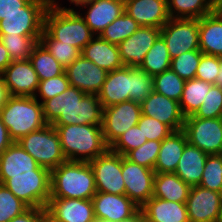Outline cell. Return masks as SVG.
I'll return each mask as SVG.
<instances>
[{
  "mask_svg": "<svg viewBox=\"0 0 222 222\" xmlns=\"http://www.w3.org/2000/svg\"><path fill=\"white\" fill-rule=\"evenodd\" d=\"M42 107L45 121L50 125H102L104 108L98 96L74 86L45 100Z\"/></svg>",
  "mask_w": 222,
  "mask_h": 222,
  "instance_id": "obj_1",
  "label": "cell"
},
{
  "mask_svg": "<svg viewBox=\"0 0 222 222\" xmlns=\"http://www.w3.org/2000/svg\"><path fill=\"white\" fill-rule=\"evenodd\" d=\"M58 0H49L44 15V30L54 39L78 48L80 51L95 37L86 22L77 12Z\"/></svg>",
  "mask_w": 222,
  "mask_h": 222,
  "instance_id": "obj_2",
  "label": "cell"
},
{
  "mask_svg": "<svg viewBox=\"0 0 222 222\" xmlns=\"http://www.w3.org/2000/svg\"><path fill=\"white\" fill-rule=\"evenodd\" d=\"M53 126L60 137L62 152L67 161L90 162L109 149L101 125Z\"/></svg>",
  "mask_w": 222,
  "mask_h": 222,
  "instance_id": "obj_3",
  "label": "cell"
},
{
  "mask_svg": "<svg viewBox=\"0 0 222 222\" xmlns=\"http://www.w3.org/2000/svg\"><path fill=\"white\" fill-rule=\"evenodd\" d=\"M96 192L89 162L66 161L51 170L50 198L92 199Z\"/></svg>",
  "mask_w": 222,
  "mask_h": 222,
  "instance_id": "obj_4",
  "label": "cell"
},
{
  "mask_svg": "<svg viewBox=\"0 0 222 222\" xmlns=\"http://www.w3.org/2000/svg\"><path fill=\"white\" fill-rule=\"evenodd\" d=\"M0 116L14 142L47 125L42 104L35 97L10 96Z\"/></svg>",
  "mask_w": 222,
  "mask_h": 222,
  "instance_id": "obj_5",
  "label": "cell"
},
{
  "mask_svg": "<svg viewBox=\"0 0 222 222\" xmlns=\"http://www.w3.org/2000/svg\"><path fill=\"white\" fill-rule=\"evenodd\" d=\"M50 170L33 173L0 174V183L29 208H46L50 199Z\"/></svg>",
  "mask_w": 222,
  "mask_h": 222,
  "instance_id": "obj_6",
  "label": "cell"
},
{
  "mask_svg": "<svg viewBox=\"0 0 222 222\" xmlns=\"http://www.w3.org/2000/svg\"><path fill=\"white\" fill-rule=\"evenodd\" d=\"M17 142L40 166L50 171L67 161L53 125L47 124L42 129L21 137Z\"/></svg>",
  "mask_w": 222,
  "mask_h": 222,
  "instance_id": "obj_7",
  "label": "cell"
},
{
  "mask_svg": "<svg viewBox=\"0 0 222 222\" xmlns=\"http://www.w3.org/2000/svg\"><path fill=\"white\" fill-rule=\"evenodd\" d=\"M49 0H30L25 13H12L0 21V34L9 36H41Z\"/></svg>",
  "mask_w": 222,
  "mask_h": 222,
  "instance_id": "obj_8",
  "label": "cell"
},
{
  "mask_svg": "<svg viewBox=\"0 0 222 222\" xmlns=\"http://www.w3.org/2000/svg\"><path fill=\"white\" fill-rule=\"evenodd\" d=\"M183 130L188 143L212 155L222 153V117H185Z\"/></svg>",
  "mask_w": 222,
  "mask_h": 222,
  "instance_id": "obj_9",
  "label": "cell"
},
{
  "mask_svg": "<svg viewBox=\"0 0 222 222\" xmlns=\"http://www.w3.org/2000/svg\"><path fill=\"white\" fill-rule=\"evenodd\" d=\"M171 59L183 53L199 50V19L170 18L161 28Z\"/></svg>",
  "mask_w": 222,
  "mask_h": 222,
  "instance_id": "obj_10",
  "label": "cell"
},
{
  "mask_svg": "<svg viewBox=\"0 0 222 222\" xmlns=\"http://www.w3.org/2000/svg\"><path fill=\"white\" fill-rule=\"evenodd\" d=\"M142 115L140 103L124 101L103 109L102 132L108 146L129 128L137 125Z\"/></svg>",
  "mask_w": 222,
  "mask_h": 222,
  "instance_id": "obj_11",
  "label": "cell"
},
{
  "mask_svg": "<svg viewBox=\"0 0 222 222\" xmlns=\"http://www.w3.org/2000/svg\"><path fill=\"white\" fill-rule=\"evenodd\" d=\"M98 192L125 195L122 177V155L108 149L89 162Z\"/></svg>",
  "mask_w": 222,
  "mask_h": 222,
  "instance_id": "obj_12",
  "label": "cell"
},
{
  "mask_svg": "<svg viewBox=\"0 0 222 222\" xmlns=\"http://www.w3.org/2000/svg\"><path fill=\"white\" fill-rule=\"evenodd\" d=\"M125 195L140 208L153 196L155 171L122 156Z\"/></svg>",
  "mask_w": 222,
  "mask_h": 222,
  "instance_id": "obj_13",
  "label": "cell"
},
{
  "mask_svg": "<svg viewBox=\"0 0 222 222\" xmlns=\"http://www.w3.org/2000/svg\"><path fill=\"white\" fill-rule=\"evenodd\" d=\"M189 222H220L222 193L193 186L186 201Z\"/></svg>",
  "mask_w": 222,
  "mask_h": 222,
  "instance_id": "obj_14",
  "label": "cell"
},
{
  "mask_svg": "<svg viewBox=\"0 0 222 222\" xmlns=\"http://www.w3.org/2000/svg\"><path fill=\"white\" fill-rule=\"evenodd\" d=\"M70 86L86 94H98L108 72L80 55L65 68Z\"/></svg>",
  "mask_w": 222,
  "mask_h": 222,
  "instance_id": "obj_15",
  "label": "cell"
},
{
  "mask_svg": "<svg viewBox=\"0 0 222 222\" xmlns=\"http://www.w3.org/2000/svg\"><path fill=\"white\" fill-rule=\"evenodd\" d=\"M1 75L10 96L36 95L40 80L29 59L12 61Z\"/></svg>",
  "mask_w": 222,
  "mask_h": 222,
  "instance_id": "obj_16",
  "label": "cell"
},
{
  "mask_svg": "<svg viewBox=\"0 0 222 222\" xmlns=\"http://www.w3.org/2000/svg\"><path fill=\"white\" fill-rule=\"evenodd\" d=\"M160 35L161 28L140 26L134 34L118 45L123 65L139 68Z\"/></svg>",
  "mask_w": 222,
  "mask_h": 222,
  "instance_id": "obj_17",
  "label": "cell"
},
{
  "mask_svg": "<svg viewBox=\"0 0 222 222\" xmlns=\"http://www.w3.org/2000/svg\"><path fill=\"white\" fill-rule=\"evenodd\" d=\"M92 202L97 222H119L131 217L140 208L126 195L98 191Z\"/></svg>",
  "mask_w": 222,
  "mask_h": 222,
  "instance_id": "obj_18",
  "label": "cell"
},
{
  "mask_svg": "<svg viewBox=\"0 0 222 222\" xmlns=\"http://www.w3.org/2000/svg\"><path fill=\"white\" fill-rule=\"evenodd\" d=\"M140 105L143 115L157 119L172 131L183 129L185 116L179 102L153 91Z\"/></svg>",
  "mask_w": 222,
  "mask_h": 222,
  "instance_id": "obj_19",
  "label": "cell"
},
{
  "mask_svg": "<svg viewBox=\"0 0 222 222\" xmlns=\"http://www.w3.org/2000/svg\"><path fill=\"white\" fill-rule=\"evenodd\" d=\"M45 209L60 222H97L92 199L50 198Z\"/></svg>",
  "mask_w": 222,
  "mask_h": 222,
  "instance_id": "obj_20",
  "label": "cell"
},
{
  "mask_svg": "<svg viewBox=\"0 0 222 222\" xmlns=\"http://www.w3.org/2000/svg\"><path fill=\"white\" fill-rule=\"evenodd\" d=\"M77 11L95 36H100L104 29L124 12V0H94L84 4Z\"/></svg>",
  "mask_w": 222,
  "mask_h": 222,
  "instance_id": "obj_21",
  "label": "cell"
},
{
  "mask_svg": "<svg viewBox=\"0 0 222 222\" xmlns=\"http://www.w3.org/2000/svg\"><path fill=\"white\" fill-rule=\"evenodd\" d=\"M124 11L140 26L162 28L170 19L167 0H124Z\"/></svg>",
  "mask_w": 222,
  "mask_h": 222,
  "instance_id": "obj_22",
  "label": "cell"
},
{
  "mask_svg": "<svg viewBox=\"0 0 222 222\" xmlns=\"http://www.w3.org/2000/svg\"><path fill=\"white\" fill-rule=\"evenodd\" d=\"M131 67L123 66L108 72L101 90L97 94L103 108L130 100Z\"/></svg>",
  "mask_w": 222,
  "mask_h": 222,
  "instance_id": "obj_23",
  "label": "cell"
},
{
  "mask_svg": "<svg viewBox=\"0 0 222 222\" xmlns=\"http://www.w3.org/2000/svg\"><path fill=\"white\" fill-rule=\"evenodd\" d=\"M145 222H189L185 203L151 197L142 207Z\"/></svg>",
  "mask_w": 222,
  "mask_h": 222,
  "instance_id": "obj_24",
  "label": "cell"
},
{
  "mask_svg": "<svg viewBox=\"0 0 222 222\" xmlns=\"http://www.w3.org/2000/svg\"><path fill=\"white\" fill-rule=\"evenodd\" d=\"M187 143V136L183 129L172 131L164 138L154 166L155 173H174Z\"/></svg>",
  "mask_w": 222,
  "mask_h": 222,
  "instance_id": "obj_25",
  "label": "cell"
},
{
  "mask_svg": "<svg viewBox=\"0 0 222 222\" xmlns=\"http://www.w3.org/2000/svg\"><path fill=\"white\" fill-rule=\"evenodd\" d=\"M81 55L107 72L124 66L120 58L118 45L103 40L100 36H95L82 49Z\"/></svg>",
  "mask_w": 222,
  "mask_h": 222,
  "instance_id": "obj_26",
  "label": "cell"
},
{
  "mask_svg": "<svg viewBox=\"0 0 222 222\" xmlns=\"http://www.w3.org/2000/svg\"><path fill=\"white\" fill-rule=\"evenodd\" d=\"M199 50L222 56V16L216 10L199 19Z\"/></svg>",
  "mask_w": 222,
  "mask_h": 222,
  "instance_id": "obj_27",
  "label": "cell"
},
{
  "mask_svg": "<svg viewBox=\"0 0 222 222\" xmlns=\"http://www.w3.org/2000/svg\"><path fill=\"white\" fill-rule=\"evenodd\" d=\"M208 155L187 143L174 173L190 187L199 186Z\"/></svg>",
  "mask_w": 222,
  "mask_h": 222,
  "instance_id": "obj_28",
  "label": "cell"
},
{
  "mask_svg": "<svg viewBox=\"0 0 222 222\" xmlns=\"http://www.w3.org/2000/svg\"><path fill=\"white\" fill-rule=\"evenodd\" d=\"M33 170H49L40 166L18 142H13L0 155V174L33 173Z\"/></svg>",
  "mask_w": 222,
  "mask_h": 222,
  "instance_id": "obj_29",
  "label": "cell"
},
{
  "mask_svg": "<svg viewBox=\"0 0 222 222\" xmlns=\"http://www.w3.org/2000/svg\"><path fill=\"white\" fill-rule=\"evenodd\" d=\"M190 189L175 173H155L153 197L186 203Z\"/></svg>",
  "mask_w": 222,
  "mask_h": 222,
  "instance_id": "obj_30",
  "label": "cell"
},
{
  "mask_svg": "<svg viewBox=\"0 0 222 222\" xmlns=\"http://www.w3.org/2000/svg\"><path fill=\"white\" fill-rule=\"evenodd\" d=\"M170 18L200 19L215 10V0H167Z\"/></svg>",
  "mask_w": 222,
  "mask_h": 222,
  "instance_id": "obj_31",
  "label": "cell"
},
{
  "mask_svg": "<svg viewBox=\"0 0 222 222\" xmlns=\"http://www.w3.org/2000/svg\"><path fill=\"white\" fill-rule=\"evenodd\" d=\"M29 61L40 81L57 77L65 72V68L40 42L33 47Z\"/></svg>",
  "mask_w": 222,
  "mask_h": 222,
  "instance_id": "obj_32",
  "label": "cell"
},
{
  "mask_svg": "<svg viewBox=\"0 0 222 222\" xmlns=\"http://www.w3.org/2000/svg\"><path fill=\"white\" fill-rule=\"evenodd\" d=\"M212 85V83L196 78L186 80L179 102L181 111L185 117L193 115L197 111Z\"/></svg>",
  "mask_w": 222,
  "mask_h": 222,
  "instance_id": "obj_33",
  "label": "cell"
},
{
  "mask_svg": "<svg viewBox=\"0 0 222 222\" xmlns=\"http://www.w3.org/2000/svg\"><path fill=\"white\" fill-rule=\"evenodd\" d=\"M171 57L163 37L160 35L148 50L144 61L139 67L150 75H156L170 68Z\"/></svg>",
  "mask_w": 222,
  "mask_h": 222,
  "instance_id": "obj_34",
  "label": "cell"
},
{
  "mask_svg": "<svg viewBox=\"0 0 222 222\" xmlns=\"http://www.w3.org/2000/svg\"><path fill=\"white\" fill-rule=\"evenodd\" d=\"M140 25L125 11L100 34L103 40L119 45L122 41L134 34Z\"/></svg>",
  "mask_w": 222,
  "mask_h": 222,
  "instance_id": "obj_35",
  "label": "cell"
},
{
  "mask_svg": "<svg viewBox=\"0 0 222 222\" xmlns=\"http://www.w3.org/2000/svg\"><path fill=\"white\" fill-rule=\"evenodd\" d=\"M186 81L171 68L154 75V91L180 102Z\"/></svg>",
  "mask_w": 222,
  "mask_h": 222,
  "instance_id": "obj_36",
  "label": "cell"
},
{
  "mask_svg": "<svg viewBox=\"0 0 222 222\" xmlns=\"http://www.w3.org/2000/svg\"><path fill=\"white\" fill-rule=\"evenodd\" d=\"M41 36H9L0 34V40L12 61L29 59L33 47L39 42Z\"/></svg>",
  "mask_w": 222,
  "mask_h": 222,
  "instance_id": "obj_37",
  "label": "cell"
},
{
  "mask_svg": "<svg viewBox=\"0 0 222 222\" xmlns=\"http://www.w3.org/2000/svg\"><path fill=\"white\" fill-rule=\"evenodd\" d=\"M39 42L64 68L81 55V51L78 48L71 44L54 40L45 30H43Z\"/></svg>",
  "mask_w": 222,
  "mask_h": 222,
  "instance_id": "obj_38",
  "label": "cell"
},
{
  "mask_svg": "<svg viewBox=\"0 0 222 222\" xmlns=\"http://www.w3.org/2000/svg\"><path fill=\"white\" fill-rule=\"evenodd\" d=\"M199 186L222 193V159L219 154L208 155Z\"/></svg>",
  "mask_w": 222,
  "mask_h": 222,
  "instance_id": "obj_39",
  "label": "cell"
},
{
  "mask_svg": "<svg viewBox=\"0 0 222 222\" xmlns=\"http://www.w3.org/2000/svg\"><path fill=\"white\" fill-rule=\"evenodd\" d=\"M154 91V75L137 67H131L130 100L141 103Z\"/></svg>",
  "mask_w": 222,
  "mask_h": 222,
  "instance_id": "obj_40",
  "label": "cell"
},
{
  "mask_svg": "<svg viewBox=\"0 0 222 222\" xmlns=\"http://www.w3.org/2000/svg\"><path fill=\"white\" fill-rule=\"evenodd\" d=\"M200 50H192L171 59L170 68L182 79L191 80L196 77V71L202 56Z\"/></svg>",
  "mask_w": 222,
  "mask_h": 222,
  "instance_id": "obj_41",
  "label": "cell"
},
{
  "mask_svg": "<svg viewBox=\"0 0 222 222\" xmlns=\"http://www.w3.org/2000/svg\"><path fill=\"white\" fill-rule=\"evenodd\" d=\"M160 148L161 141L147 140L143 145L129 151L125 157L140 166L154 170Z\"/></svg>",
  "mask_w": 222,
  "mask_h": 222,
  "instance_id": "obj_42",
  "label": "cell"
},
{
  "mask_svg": "<svg viewBox=\"0 0 222 222\" xmlns=\"http://www.w3.org/2000/svg\"><path fill=\"white\" fill-rule=\"evenodd\" d=\"M29 207L0 183V222H9Z\"/></svg>",
  "mask_w": 222,
  "mask_h": 222,
  "instance_id": "obj_43",
  "label": "cell"
},
{
  "mask_svg": "<svg viewBox=\"0 0 222 222\" xmlns=\"http://www.w3.org/2000/svg\"><path fill=\"white\" fill-rule=\"evenodd\" d=\"M147 141L143 136L138 125L129 128L125 133L120 135L110 146L109 149L115 153L125 156L129 151L138 148Z\"/></svg>",
  "mask_w": 222,
  "mask_h": 222,
  "instance_id": "obj_44",
  "label": "cell"
},
{
  "mask_svg": "<svg viewBox=\"0 0 222 222\" xmlns=\"http://www.w3.org/2000/svg\"><path fill=\"white\" fill-rule=\"evenodd\" d=\"M193 116L199 118L222 117V87L213 84Z\"/></svg>",
  "mask_w": 222,
  "mask_h": 222,
  "instance_id": "obj_45",
  "label": "cell"
},
{
  "mask_svg": "<svg viewBox=\"0 0 222 222\" xmlns=\"http://www.w3.org/2000/svg\"><path fill=\"white\" fill-rule=\"evenodd\" d=\"M70 87L66 72L63 74L42 80L39 82V87L36 95L34 96L41 104L56 95H60L62 92ZM40 97V98H39ZM41 99V100H40Z\"/></svg>",
  "mask_w": 222,
  "mask_h": 222,
  "instance_id": "obj_46",
  "label": "cell"
},
{
  "mask_svg": "<svg viewBox=\"0 0 222 222\" xmlns=\"http://www.w3.org/2000/svg\"><path fill=\"white\" fill-rule=\"evenodd\" d=\"M137 125L142 131L143 136L147 137V140L162 141L172 132L166 124L143 114Z\"/></svg>",
  "mask_w": 222,
  "mask_h": 222,
  "instance_id": "obj_47",
  "label": "cell"
},
{
  "mask_svg": "<svg viewBox=\"0 0 222 222\" xmlns=\"http://www.w3.org/2000/svg\"><path fill=\"white\" fill-rule=\"evenodd\" d=\"M219 66V56L202 54L195 78L215 84L219 72Z\"/></svg>",
  "mask_w": 222,
  "mask_h": 222,
  "instance_id": "obj_48",
  "label": "cell"
},
{
  "mask_svg": "<svg viewBox=\"0 0 222 222\" xmlns=\"http://www.w3.org/2000/svg\"><path fill=\"white\" fill-rule=\"evenodd\" d=\"M30 0H0V21L12 13H25V5Z\"/></svg>",
  "mask_w": 222,
  "mask_h": 222,
  "instance_id": "obj_49",
  "label": "cell"
},
{
  "mask_svg": "<svg viewBox=\"0 0 222 222\" xmlns=\"http://www.w3.org/2000/svg\"><path fill=\"white\" fill-rule=\"evenodd\" d=\"M45 210V208H28L9 222H41L42 215Z\"/></svg>",
  "mask_w": 222,
  "mask_h": 222,
  "instance_id": "obj_50",
  "label": "cell"
},
{
  "mask_svg": "<svg viewBox=\"0 0 222 222\" xmlns=\"http://www.w3.org/2000/svg\"><path fill=\"white\" fill-rule=\"evenodd\" d=\"M0 116V155L13 143Z\"/></svg>",
  "mask_w": 222,
  "mask_h": 222,
  "instance_id": "obj_51",
  "label": "cell"
},
{
  "mask_svg": "<svg viewBox=\"0 0 222 222\" xmlns=\"http://www.w3.org/2000/svg\"><path fill=\"white\" fill-rule=\"evenodd\" d=\"M12 62L8 50L4 47L0 40V74L6 69V67Z\"/></svg>",
  "mask_w": 222,
  "mask_h": 222,
  "instance_id": "obj_52",
  "label": "cell"
},
{
  "mask_svg": "<svg viewBox=\"0 0 222 222\" xmlns=\"http://www.w3.org/2000/svg\"><path fill=\"white\" fill-rule=\"evenodd\" d=\"M10 97L8 88L5 84L3 76L0 74V109L6 104Z\"/></svg>",
  "mask_w": 222,
  "mask_h": 222,
  "instance_id": "obj_53",
  "label": "cell"
},
{
  "mask_svg": "<svg viewBox=\"0 0 222 222\" xmlns=\"http://www.w3.org/2000/svg\"><path fill=\"white\" fill-rule=\"evenodd\" d=\"M119 222H145L144 214L139 208L131 217L121 220Z\"/></svg>",
  "mask_w": 222,
  "mask_h": 222,
  "instance_id": "obj_54",
  "label": "cell"
},
{
  "mask_svg": "<svg viewBox=\"0 0 222 222\" xmlns=\"http://www.w3.org/2000/svg\"><path fill=\"white\" fill-rule=\"evenodd\" d=\"M214 85L222 87V56H220L219 72Z\"/></svg>",
  "mask_w": 222,
  "mask_h": 222,
  "instance_id": "obj_55",
  "label": "cell"
},
{
  "mask_svg": "<svg viewBox=\"0 0 222 222\" xmlns=\"http://www.w3.org/2000/svg\"><path fill=\"white\" fill-rule=\"evenodd\" d=\"M41 222H60L52 217L46 210L43 212Z\"/></svg>",
  "mask_w": 222,
  "mask_h": 222,
  "instance_id": "obj_56",
  "label": "cell"
},
{
  "mask_svg": "<svg viewBox=\"0 0 222 222\" xmlns=\"http://www.w3.org/2000/svg\"><path fill=\"white\" fill-rule=\"evenodd\" d=\"M215 10L222 16V0H215Z\"/></svg>",
  "mask_w": 222,
  "mask_h": 222,
  "instance_id": "obj_57",
  "label": "cell"
},
{
  "mask_svg": "<svg viewBox=\"0 0 222 222\" xmlns=\"http://www.w3.org/2000/svg\"><path fill=\"white\" fill-rule=\"evenodd\" d=\"M67 1H69L70 5L73 4L78 8L84 5V0H67Z\"/></svg>",
  "mask_w": 222,
  "mask_h": 222,
  "instance_id": "obj_58",
  "label": "cell"
},
{
  "mask_svg": "<svg viewBox=\"0 0 222 222\" xmlns=\"http://www.w3.org/2000/svg\"><path fill=\"white\" fill-rule=\"evenodd\" d=\"M94 0H84V4H87V3H90V2H93Z\"/></svg>",
  "mask_w": 222,
  "mask_h": 222,
  "instance_id": "obj_59",
  "label": "cell"
}]
</instances>
